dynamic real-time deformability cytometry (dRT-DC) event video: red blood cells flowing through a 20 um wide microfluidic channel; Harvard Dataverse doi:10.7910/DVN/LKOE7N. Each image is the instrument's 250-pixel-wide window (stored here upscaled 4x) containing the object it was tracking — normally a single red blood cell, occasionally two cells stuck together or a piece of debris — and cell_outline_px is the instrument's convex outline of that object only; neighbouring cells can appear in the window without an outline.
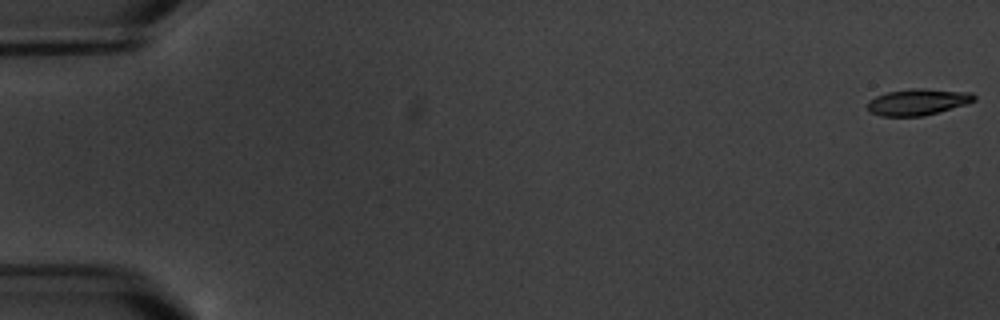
{"species": "common noctule bat (a hibernating species)", "species_latin": "Nyctalus noctula", "temperature_condition": "warm", "stored_images_in_passage": 5, "camera_frame_rate_fps": 3000, "um_per_image_px": 0.085, "animal": {"sex": "male", "body_mass_g": 20.1, "forearm_length_mm": 53.5}, "frame": {"image": 1, "passage_image": 1, "time_ms": 0.0, "image_size_px": [1000, 320], "cell_outline_px": [[976, 100], [968, 104], [924, 116], [880, 116], [872, 112], [868, 108], [868, 100], [876, 96], [888, 92], [912, 88], [920, 88], [972, 92], [976, 96]], "centroid_in_image_um": [78.06, 8.66], "position_along_channel_um": 6.9, "area_um2": 16.47}}